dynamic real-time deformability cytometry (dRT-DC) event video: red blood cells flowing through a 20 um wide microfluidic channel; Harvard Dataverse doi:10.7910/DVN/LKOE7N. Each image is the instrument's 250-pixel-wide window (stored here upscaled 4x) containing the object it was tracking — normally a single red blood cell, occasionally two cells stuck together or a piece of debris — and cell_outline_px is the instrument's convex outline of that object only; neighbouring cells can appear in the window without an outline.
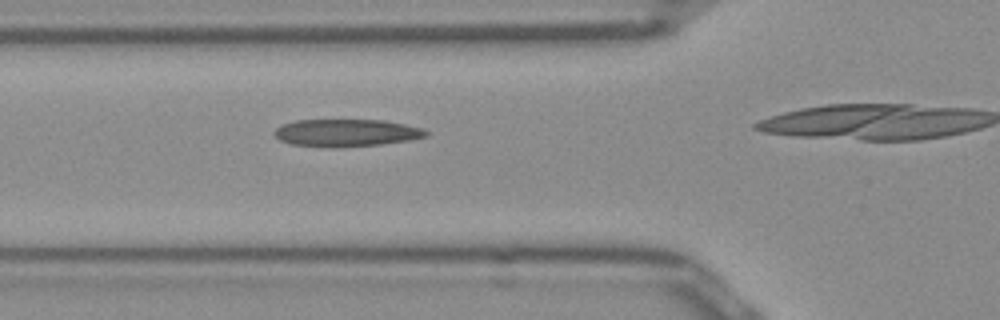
{"species": "Egyptian fruit bat (a non-hibernating species)", "species_latin": "Rousettus aegyptiacus", "temperature_condition": "room temperature", "stored_images_in_passage": 14, "camera_frame_rate_fps": 3000, "um_per_image_px": 0.085, "frame": {"image": 1, "passage_image": 10, "time_ms": 3.0, "image_size_px": [1000, 320], "cell_outline_px": [[428, 136], [408, 140], [380, 144], [292, 144], [280, 140], [272, 132], [280, 124], [296, 120], [384, 120], [424, 128], [428, 132]], "centroid_in_image_um": [29.47, 11.23], "position_along_channel_um": 96.3, "area_um2": 23.0}}